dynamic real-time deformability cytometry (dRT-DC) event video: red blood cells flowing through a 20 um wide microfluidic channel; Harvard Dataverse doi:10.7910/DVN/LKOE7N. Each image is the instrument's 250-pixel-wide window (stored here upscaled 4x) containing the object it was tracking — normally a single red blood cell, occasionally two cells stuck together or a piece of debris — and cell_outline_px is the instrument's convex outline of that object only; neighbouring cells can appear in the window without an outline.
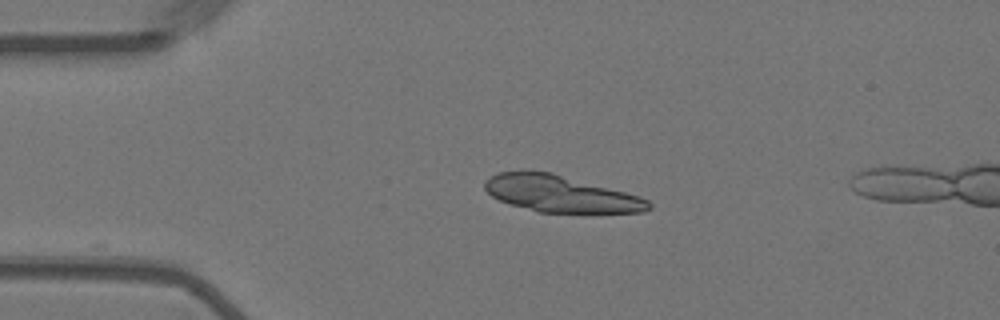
{"species": "Egyptian fruit bat (a non-hibernating species)", "species_latin": "Rousettus aegyptiacus", "temperature_condition": "warm", "stored_images_in_passage": 4, "camera_frame_rate_fps": 3000, "um_per_image_px": 0.085, "animal": {"sex": "female"}, "frame": {"image": 1, "passage_image": 2, "time_ms": 0.333, "image_size_px": [1000, 320], "cell_outline_px": [[652, 208], [644, 212], [536, 212], [508, 204], [492, 196], [484, 188], [484, 180], [500, 172], [524, 168], [532, 168], [552, 172], [640, 196], [648, 200], [652, 204]], "centroid_in_image_um": [47.58, 16.44], "position_along_channel_um": 37.4, "area_um2": 35.49}}